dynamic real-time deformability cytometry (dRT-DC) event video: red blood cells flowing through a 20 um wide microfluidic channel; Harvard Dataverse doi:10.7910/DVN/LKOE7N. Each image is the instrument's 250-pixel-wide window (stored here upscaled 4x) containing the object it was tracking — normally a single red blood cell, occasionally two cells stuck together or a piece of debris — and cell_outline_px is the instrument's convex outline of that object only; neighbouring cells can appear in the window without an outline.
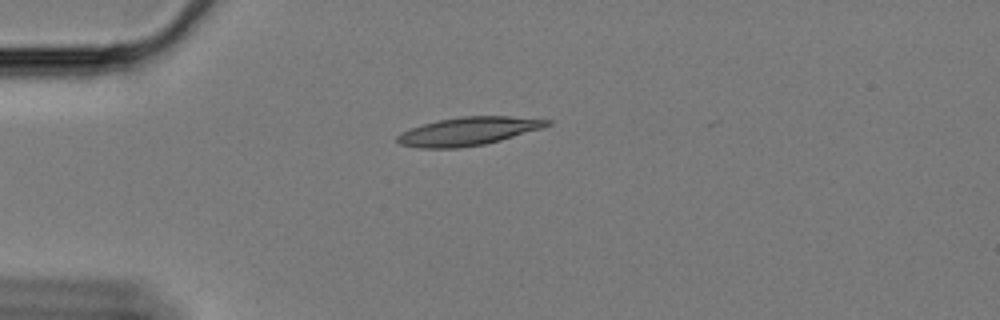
{"species": "Egyptian fruit bat (a non-hibernating species)", "species_latin": "Rousettus aegyptiacus", "temperature_condition": "cold", "stored_images_in_passage": 45, "camera_frame_rate_fps": 3000, "um_per_image_px": 0.085, "animal": {"sex": "female"}, "frame": {"image": 1, "passage_image": 1, "time_ms": 0.0, "image_size_px": [1000, 320], "cell_outline_px": [[552, 124], [540, 128], [500, 140], [484, 144], [456, 148], [420, 148], [400, 144], [396, 140], [396, 136], [412, 128], [424, 124], [440, 120], [464, 116], [508, 116], [552, 120]], "centroid_in_image_um": [39.8, 11.16], "position_along_channel_um": 45.2, "area_um2": 24.16}}
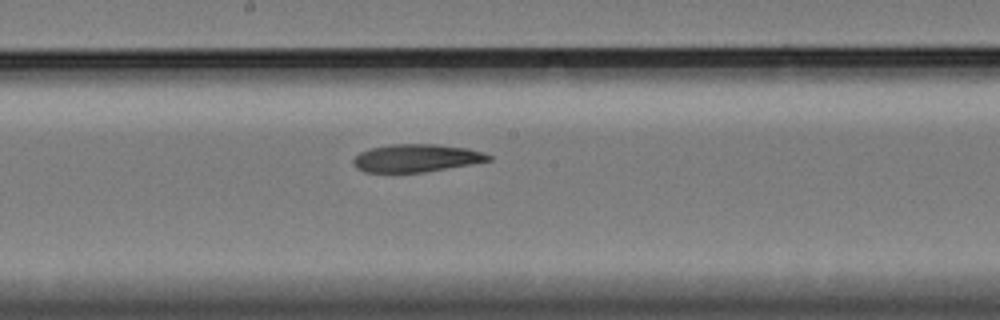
{"frame": {"image": 2, "passage_image": 18, "time_ms": 5.667, "image_size_px": [1000, 320], "cell_outline_px": [[492, 160], [472, 164], [424, 172], [364, 172], [356, 168], [352, 164], [352, 160], [360, 152], [368, 148], [388, 144], [436, 144], [468, 148], [484, 152], [492, 156]], "centroid_in_image_um": [35.38, 13.43], "position_along_channel_um": 212.8, "area_um2": 22.14}}
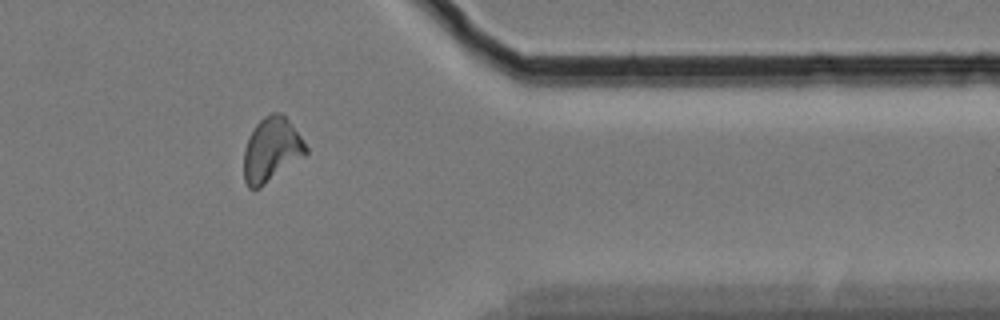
{"frame": {"image": 3, "passage_image": 35, "time_ms": 11.333, "image_size_px": [1000, 320], "cell_outline_px": [[308, 152], [304, 156], [260, 188], [248, 188], [244, 180], [244, 148], [248, 136], [256, 124], [264, 116], [272, 112], [280, 112], [288, 120], [300, 136], [308, 148]], "centroid_in_image_um": [23.05, 12.73], "position_along_channel_um": 388.3, "area_um2": 23.12}, "authors_computed_cell_mechanics": {"area_um2": 22.6576, "velocity_mm_per_s": 3.3397, "shape_relaxation_time_tau1_ms": null, "shape_relaxation_time_tau2_ms": 10.7153, "deformation_change_tau1": null, "deformation_change_tau2": 0.1837}}